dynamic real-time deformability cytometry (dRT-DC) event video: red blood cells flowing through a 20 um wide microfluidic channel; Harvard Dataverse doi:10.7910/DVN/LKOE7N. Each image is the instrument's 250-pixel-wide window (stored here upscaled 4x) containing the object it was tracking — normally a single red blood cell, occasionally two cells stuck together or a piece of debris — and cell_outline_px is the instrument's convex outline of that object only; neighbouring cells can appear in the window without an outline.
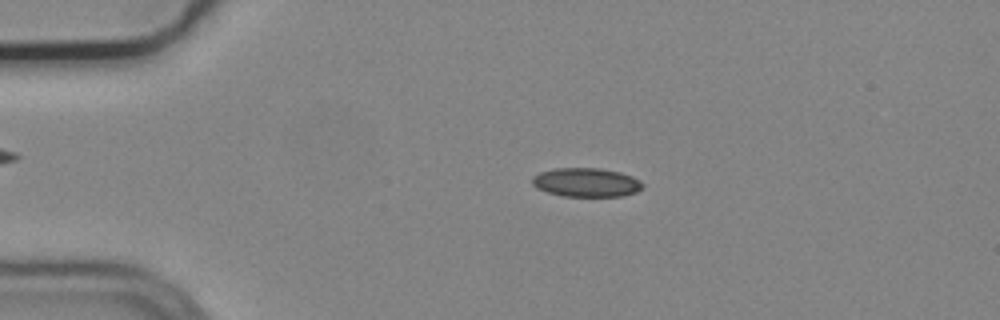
{"species": "common noctule bat (a hibernating species)", "species_latin": "Nyctalus noctula", "temperature_condition": "cold", "stored_images_in_passage": 5, "camera_frame_rate_fps": 3000, "um_per_image_px": 0.085, "animal": {"sex": "male", "body_mass_g": 19.2, "forearm_length_mm": 51.8}, "frame": {"image": 1, "passage_image": 3, "time_ms": 0.667, "image_size_px": [1000, 320], "cell_outline_px": [[644, 188], [636, 192], [624, 196], [564, 196], [548, 192], [536, 188], [532, 184], [532, 176], [540, 172], [552, 168], [600, 168], [620, 172], [632, 176], [640, 180], [644, 184]], "centroid_in_image_um": [49.85, 15.5], "position_along_channel_um": 35.2, "area_um2": 18.79}}
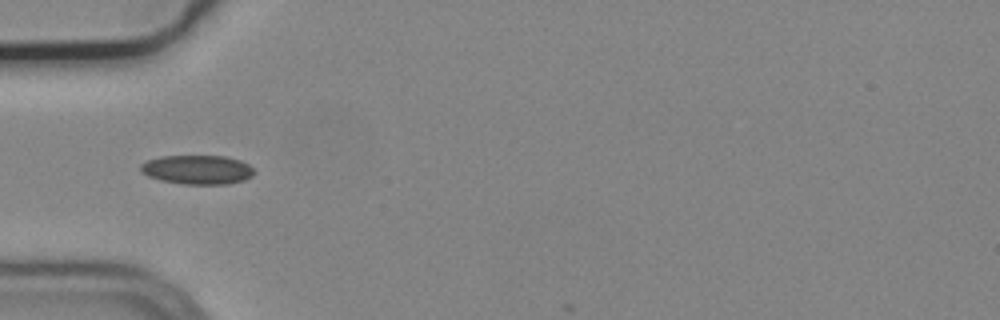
{"frame": {"image": 2, "passage_image": 4, "time_ms": 1.0, "image_size_px": [1000, 320], "cell_outline_px": [[256, 172], [252, 176], [244, 180], [228, 184], [184, 184], [160, 180], [148, 176], [140, 172], [140, 164], [148, 160], [160, 156], [224, 156], [240, 160], [248, 164]], "centroid_in_image_um": [16.77, 14.42], "position_along_channel_um": 68.2, "area_um2": 19.36}}